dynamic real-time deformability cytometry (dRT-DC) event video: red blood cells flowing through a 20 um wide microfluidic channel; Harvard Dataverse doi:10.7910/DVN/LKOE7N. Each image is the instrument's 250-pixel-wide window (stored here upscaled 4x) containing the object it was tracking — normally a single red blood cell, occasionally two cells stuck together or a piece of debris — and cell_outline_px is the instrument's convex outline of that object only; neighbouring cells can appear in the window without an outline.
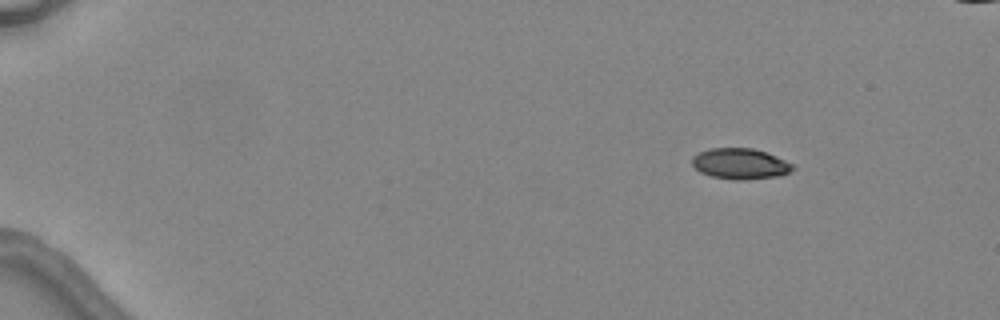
{"species": "common noctule bat (a hibernating species)", "species_latin": "Nyctalus noctula", "temperature_condition": "warm", "stored_images_in_passage": 5, "segment_of_instrument_passage": [1, 2], "camera_frame_rate_fps": 3000, "um_per_image_px": 0.085, "animal": {"sex": "female", "body_mass_g": 24.6, "forearm_length_mm": 56.2}, "frame": {"image": 1, "passage_image": 1, "time_ms": 0.0, "image_size_px": [1000, 320], "cell_outline_px": [[796, 168], [780, 176], [740, 180], [736, 180], [712, 176], [700, 172], [692, 164], [692, 156], [708, 148], [752, 148], [776, 156], [796, 164]], "centroid_in_image_um": [62.94, 13.91], "position_along_channel_um": 22.1, "area_um2": 18.09}}
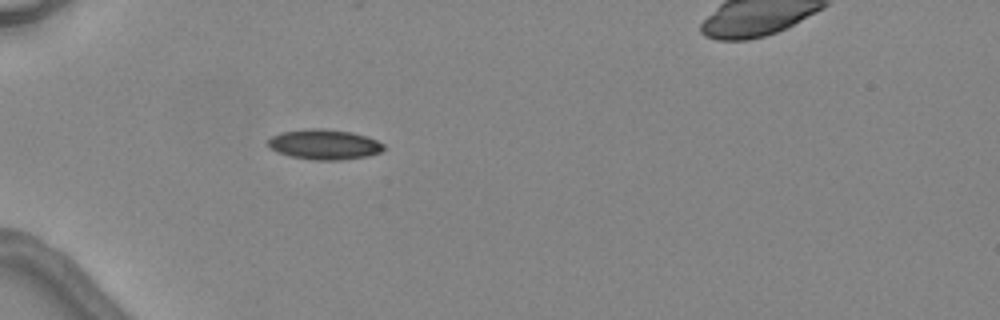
{"frame": {"image": 2, "passage_image": 4, "time_ms": 3.333, "image_size_px": [1000, 320], "cell_outline_px": [[388, 148], [380, 152], [368, 156], [336, 160], [316, 160], [292, 156], [276, 152], [268, 144], [268, 140], [272, 136], [280, 132], [312, 128], [324, 128], [352, 132], [376, 140], [384, 144]], "centroid_in_image_um": [27.59, 12.27], "position_along_channel_um": 57.4, "area_um2": 20.23}}